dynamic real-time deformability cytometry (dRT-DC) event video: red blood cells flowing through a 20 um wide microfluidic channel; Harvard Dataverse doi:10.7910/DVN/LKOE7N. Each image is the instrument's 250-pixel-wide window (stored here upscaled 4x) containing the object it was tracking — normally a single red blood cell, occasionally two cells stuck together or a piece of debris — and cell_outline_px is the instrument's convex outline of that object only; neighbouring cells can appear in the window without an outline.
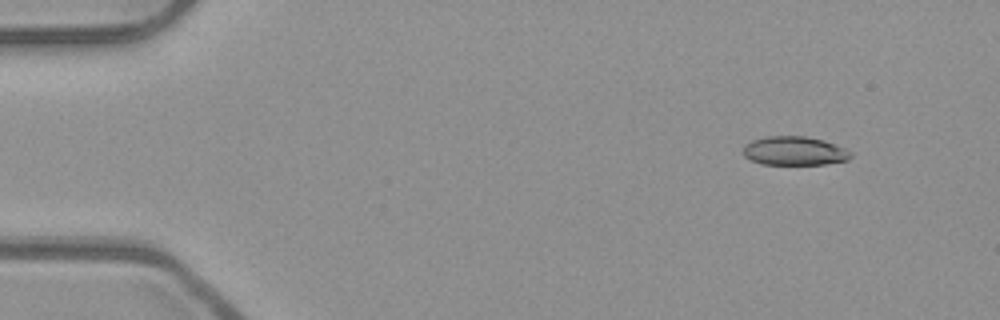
{"species": "common noctule bat (a hibernating species)", "species_latin": "Nyctalus noctula", "temperature_condition": "room temperature", "stored_images_in_passage": 48, "camera_frame_rate_fps": 3000, "um_per_image_px": 0.085, "animal": {"sex": "male", "body_mass_g": 23.1, "forearm_length_mm": 52.7}, "frame": {"image": 1, "passage_image": 1, "time_ms": 0.0, "image_size_px": [1000, 320], "cell_outline_px": [[852, 156], [848, 160], [824, 164], [764, 164], [752, 160], [744, 156], [744, 144], [752, 140], [768, 136], [804, 136], [824, 140], [844, 148], [852, 152]], "centroid_in_image_um": [67.54, 12.82], "position_along_channel_um": 17.5, "area_um2": 17.98}}
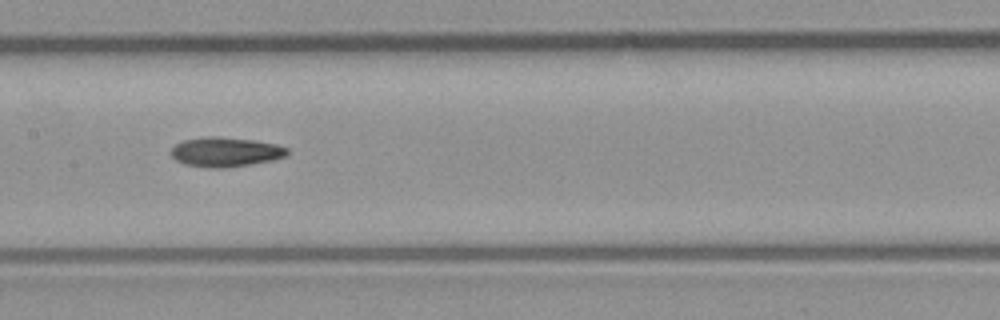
{"frame": {"image": 2, "passage_image": 22, "time_ms": 7.0, "image_size_px": [1000, 320], "cell_outline_px": [[288, 156], [272, 160], [224, 168], [216, 168], [184, 164], [176, 160], [172, 156], [172, 148], [176, 144], [184, 140], [208, 136], [212, 136], [252, 140], [276, 144], [288, 148]], "centroid_in_image_um": [19.18, 12.91], "position_along_channel_um": 188.2, "area_um2": 19.71}}
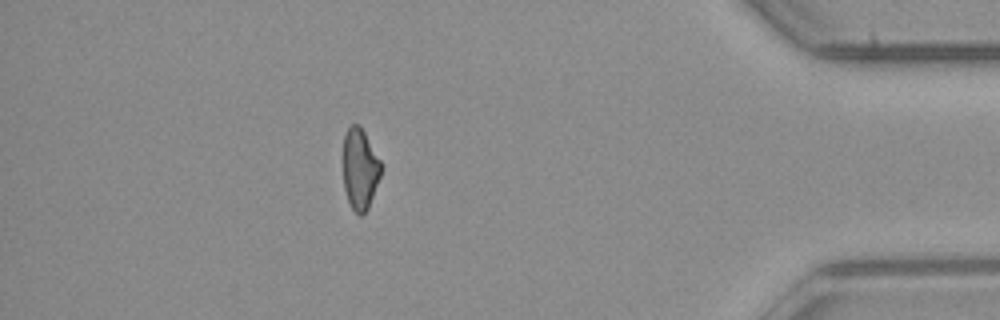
{"frame": {"image": 3, "passage_image": 42, "time_ms": 13.667, "image_size_px": [1000, 320], "cell_outline_px": [[380, 176], [368, 208], [360, 216], [352, 208], [348, 200], [344, 188], [344, 136], [348, 128], [352, 124], [360, 124], [380, 160]], "centroid_in_image_um": [30.59, 14.34], "position_along_channel_um": 404.6, "area_um2": 17.51}, "authors_computed_cell_mechanics": {"area_um2": 18.9584, "velocity_mm_per_s": 3.954, "shape_relaxation_time_tau1_ms": null, "shape_relaxation_time_tau2_ms": 6.8251, "deformation_change_tau1": null, "deformation_change_tau2": 0.1479}}